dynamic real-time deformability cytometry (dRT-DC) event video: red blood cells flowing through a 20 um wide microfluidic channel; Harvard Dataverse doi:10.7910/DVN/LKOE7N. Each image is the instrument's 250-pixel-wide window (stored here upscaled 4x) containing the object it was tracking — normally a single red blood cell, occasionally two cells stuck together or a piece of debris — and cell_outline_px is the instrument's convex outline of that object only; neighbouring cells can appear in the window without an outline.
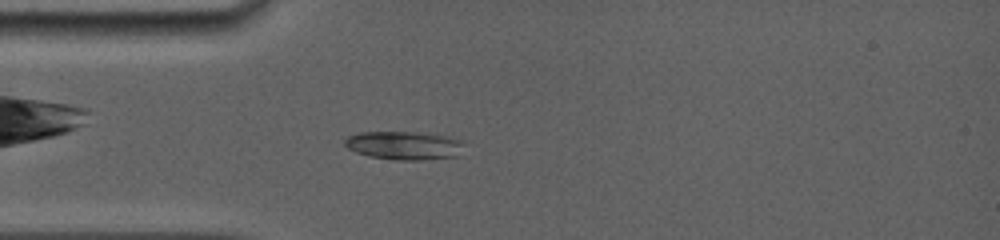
{"species": "common noctule bat (a hibernating species)", "species_latin": "Nyctalus noctula", "temperature_condition": "room temperature", "stored_images_in_passage": 22, "camera_frame_rate_fps": 5000, "um_per_image_px": 0.085, "animal": {"sex": "female", "body_mass_g": 19.0, "forearm_length_mm": 56.7}, "frame": {"image": 1, "passage_image": 1, "time_ms": 0.0, "image_size_px": [1000, 240], "cell_outline_px": [[464, 144], [460, 156], [420, 160], [396, 160], [368, 156], [356, 152], [348, 148], [344, 144], [344, 140], [348, 136], [360, 132], [416, 132], [448, 136], [464, 140]], "centroid_in_image_um": [34.39, 12.36], "position_along_channel_um": 50.6, "area_um2": 20.0}}
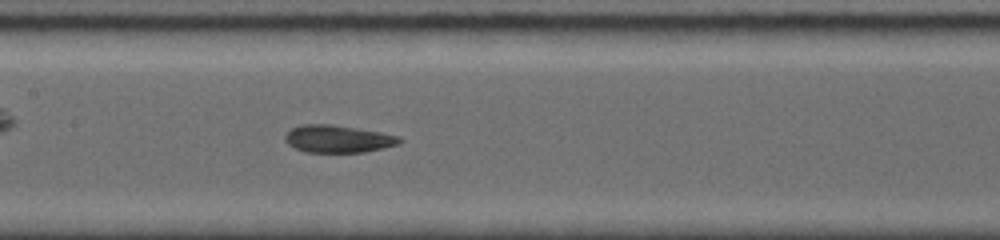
{"frame": {"image": 2, "passage_image": 10, "time_ms": 3.4, "image_size_px": [1000, 240], "cell_outline_px": [[404, 140], [400, 144], [384, 148], [364, 152], [304, 152], [288, 144], [284, 140], [284, 136], [292, 128], [300, 124], [332, 124], [380, 132], [400, 136]], "centroid_in_image_um": [28.75, 11.8], "position_along_channel_um": 178.7, "area_um2": 18.44}}
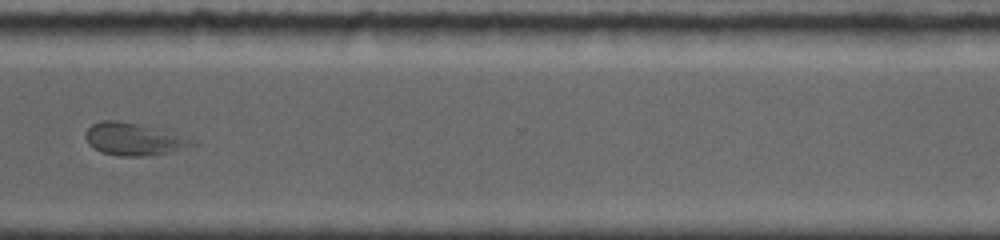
{"frame": {"image": 3, "passage_image": 17, "time_ms": 8.0, "image_size_px": [1000, 240], "cell_outline_px": [[196, 144], [172, 152], [144, 156], [120, 156], [100, 152], [92, 148], [88, 144], [84, 136], [84, 132], [92, 124], [100, 120], [116, 120], [140, 124], [160, 128], [196, 140]], "centroid_in_image_um": [11.35, 11.82], "position_along_channel_um": 359.3, "area_um2": 20.52}}